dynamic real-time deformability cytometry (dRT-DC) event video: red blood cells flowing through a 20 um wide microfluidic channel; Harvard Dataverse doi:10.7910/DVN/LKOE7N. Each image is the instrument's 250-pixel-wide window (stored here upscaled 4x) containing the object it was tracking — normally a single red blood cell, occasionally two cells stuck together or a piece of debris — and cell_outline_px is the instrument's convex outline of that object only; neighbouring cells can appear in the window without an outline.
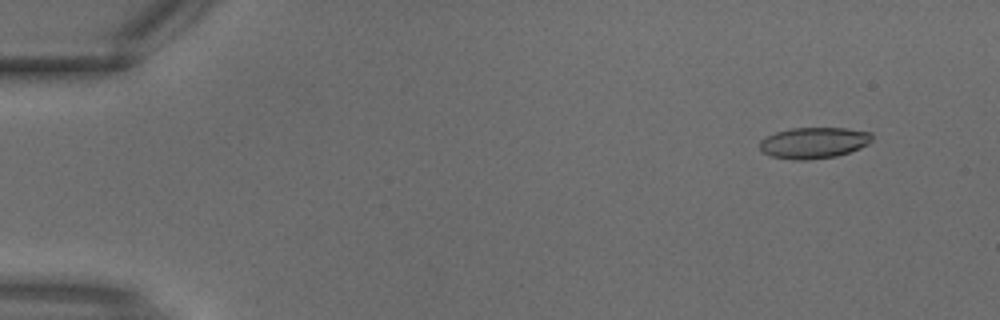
{"species": "common noctule bat (a hibernating species)", "species_latin": "Nyctalus noctula", "temperature_condition": "warm", "stored_images_in_passage": 2, "camera_frame_rate_fps": 3000, "um_per_image_px": 0.085, "animal": {"sex": "male", "body_mass_g": 18.8}, "frame": {"image": 1, "passage_image": 1, "time_ms": 0.0, "image_size_px": [1000, 320], "cell_outline_px": [[872, 140], [868, 144], [860, 148], [836, 156], [808, 160], [796, 160], [772, 156], [764, 152], [760, 148], [760, 140], [776, 132], [792, 128], [848, 128], [872, 132]], "centroid_in_image_um": [69.21, 12.13], "position_along_channel_um": 15.8, "area_um2": 20.29}}